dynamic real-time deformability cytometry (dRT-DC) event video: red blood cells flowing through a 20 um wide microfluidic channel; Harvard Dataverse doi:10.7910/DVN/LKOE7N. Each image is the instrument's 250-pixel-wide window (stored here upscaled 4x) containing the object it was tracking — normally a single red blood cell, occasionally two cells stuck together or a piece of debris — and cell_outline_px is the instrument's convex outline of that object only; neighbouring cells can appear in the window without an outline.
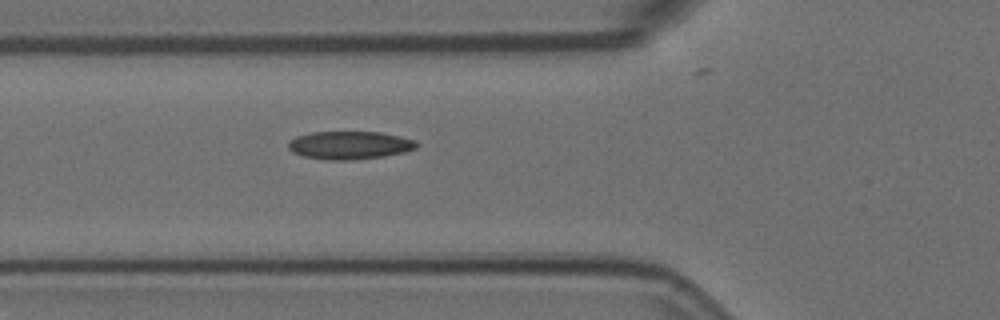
{"species": "Egyptian fruit bat (a non-hibernating species)", "species_latin": "Rousettus aegyptiacus", "temperature_condition": "room temperature", "stored_images_in_passage": 6, "camera_frame_rate_fps": 3000, "um_per_image_px": 0.085, "animal": {"sex": "female"}, "frame": {"image": 1, "passage_image": 6, "time_ms": 1.667, "image_size_px": [1000, 320], "cell_outline_px": [[416, 148], [404, 152], [384, 156], [352, 160], [328, 160], [304, 156], [292, 152], [288, 148], [288, 140], [296, 136], [312, 132], [380, 132], [400, 136], [416, 140]], "centroid_in_image_um": [29.69, 12.34], "position_along_channel_um": 96.1, "area_um2": 20.98}}